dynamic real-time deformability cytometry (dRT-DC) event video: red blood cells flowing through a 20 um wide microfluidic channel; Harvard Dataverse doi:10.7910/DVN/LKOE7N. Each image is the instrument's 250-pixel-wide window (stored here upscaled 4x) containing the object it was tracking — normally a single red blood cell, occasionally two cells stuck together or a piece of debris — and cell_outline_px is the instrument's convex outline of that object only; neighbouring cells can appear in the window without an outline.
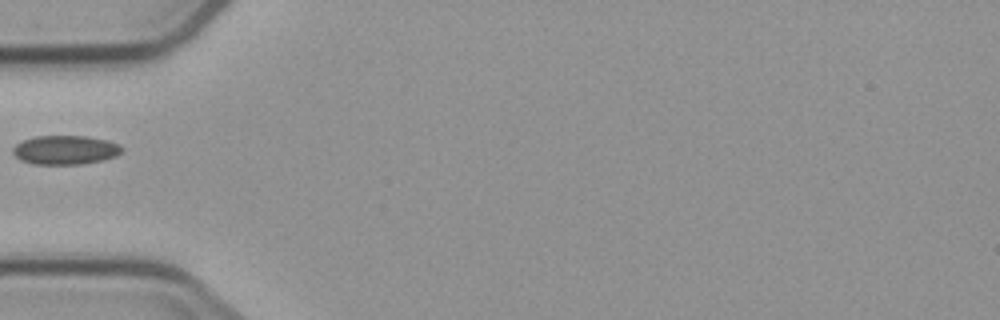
{"species": "common noctule bat (a hibernating species)", "species_latin": "Nyctalus noctula", "temperature_condition": "cold", "stored_images_in_passage": 1, "camera_frame_rate_fps": 3000, "um_per_image_px": 0.085, "animal": {"sex": "male", "body_mass_g": 23.1, "forearm_length_mm": 52.7}, "frame": {"image": 1, "passage_image": 1, "time_ms": 0.0, "image_size_px": [1000, 320], "cell_outline_px": [[124, 148], [116, 156], [104, 160], [80, 164], [32, 164], [20, 160], [12, 152], [12, 148], [16, 144], [24, 140], [36, 136], [88, 136], [108, 140], [120, 144]], "centroid_in_image_um": [5.57, 12.74], "position_along_channel_um": 79.4, "area_um2": 18.55}}